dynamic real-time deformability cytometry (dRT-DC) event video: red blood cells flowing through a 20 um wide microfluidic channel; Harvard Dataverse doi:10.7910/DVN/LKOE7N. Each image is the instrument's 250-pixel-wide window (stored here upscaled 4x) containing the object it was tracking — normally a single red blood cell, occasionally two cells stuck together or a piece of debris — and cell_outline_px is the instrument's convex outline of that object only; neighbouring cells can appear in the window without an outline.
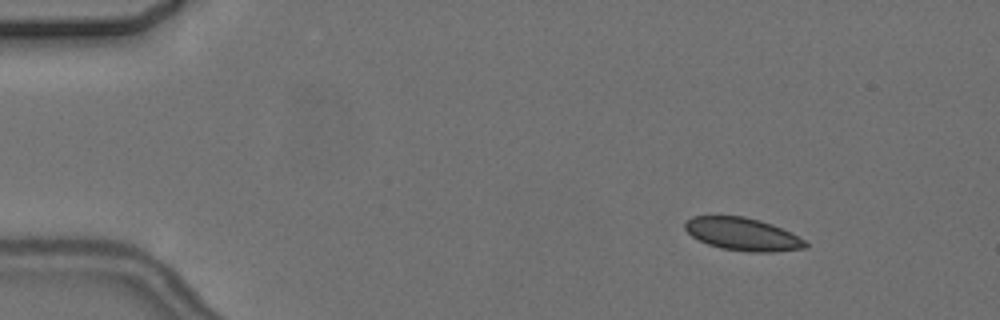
{"species": "common noctule bat (a hibernating species)", "species_latin": "Nyctalus noctula", "temperature_condition": "cold", "stored_images_in_passage": 4, "camera_frame_rate_fps": 3000, "um_per_image_px": 0.085, "animal": {"sex": "female", "body_mass_g": 24.6, "forearm_length_mm": 56.2}, "frame": {"image": 1, "passage_image": 1, "time_ms": 0.0, "image_size_px": [1000, 320], "cell_outline_px": [[808, 248], [776, 252], [748, 252], [720, 248], [708, 244], [692, 236], [684, 228], [684, 224], [692, 216], [744, 216], [760, 220], [772, 224], [804, 240], [808, 244]], "centroid_in_image_um": [63.12, 19.91], "position_along_channel_um": 21.9, "area_um2": 22.89}}